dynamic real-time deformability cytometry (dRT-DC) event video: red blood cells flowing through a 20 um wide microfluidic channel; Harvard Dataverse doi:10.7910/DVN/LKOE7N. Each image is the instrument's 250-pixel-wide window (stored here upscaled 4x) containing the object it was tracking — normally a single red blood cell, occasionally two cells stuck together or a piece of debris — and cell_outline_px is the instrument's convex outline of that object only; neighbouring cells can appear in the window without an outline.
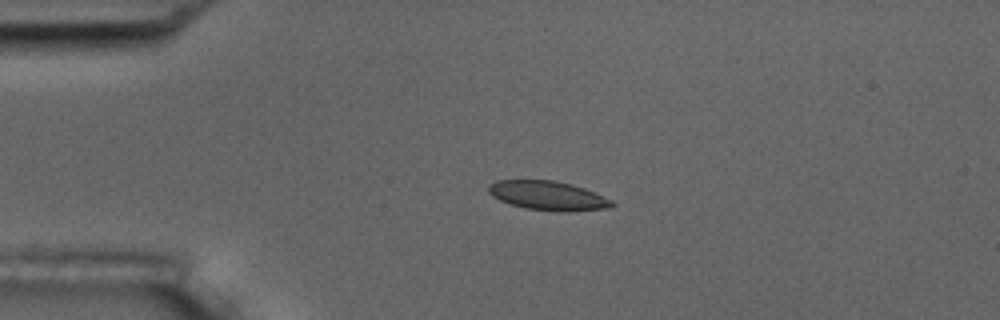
{"species": "common noctule bat (a hibernating species)", "species_latin": "Nyctalus noctula", "temperature_condition": "room temperature", "stored_images_in_passage": 2, "camera_frame_rate_fps": 3000, "um_per_image_px": 0.085, "animal": {"sex": "male", "body_mass_g": 17.5, "forearm_length_mm": 52.3}, "frame": {"image": 1, "passage_image": 1, "time_ms": 0.0, "image_size_px": [1000, 320], "cell_outline_px": [[616, 204], [612, 208], [568, 212], [564, 212], [524, 208], [500, 200], [492, 196], [488, 192], [488, 184], [496, 180], [552, 180], [584, 188], [612, 200]], "centroid_in_image_um": [46.58, 16.64], "position_along_channel_um": 38.4, "area_um2": 20.98}}